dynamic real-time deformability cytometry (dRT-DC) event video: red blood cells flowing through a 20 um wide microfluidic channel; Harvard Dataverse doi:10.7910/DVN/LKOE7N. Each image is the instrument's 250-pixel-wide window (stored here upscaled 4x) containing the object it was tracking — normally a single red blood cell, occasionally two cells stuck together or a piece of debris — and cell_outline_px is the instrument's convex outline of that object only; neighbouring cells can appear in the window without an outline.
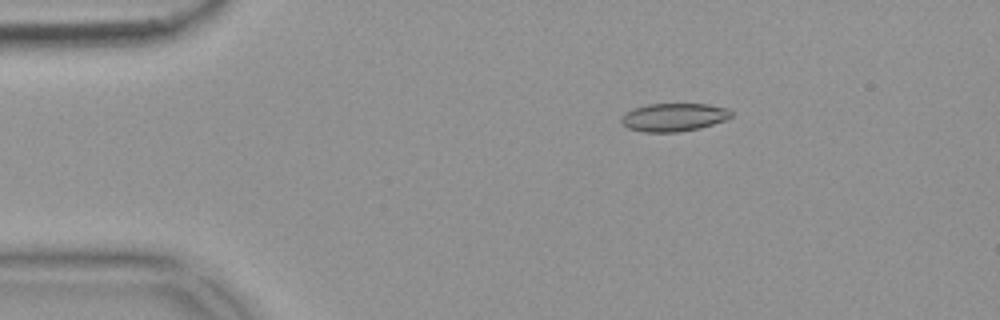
{"species": "common noctule bat (a hibernating species)", "species_latin": "Nyctalus noctula", "temperature_condition": "warm", "stored_images_in_passage": 48, "camera_frame_rate_fps": 3000, "um_per_image_px": 0.085, "animal": {"sex": "female", "body_mass_g": 18.4}, "frame": {"image": 1, "passage_image": 3, "time_ms": 0.667, "image_size_px": [1000, 320], "cell_outline_px": [[732, 116], [724, 120], [700, 128], [676, 132], [644, 132], [628, 128], [620, 124], [620, 120], [624, 112], [632, 108], [648, 104], [708, 104], [728, 108], [732, 112]], "centroid_in_image_um": [57.22, 9.96], "position_along_channel_um": 27.8, "area_um2": 18.15}}
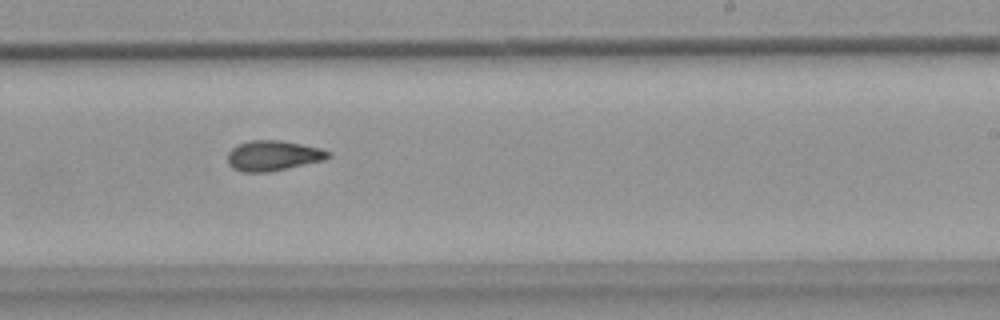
{"frame": {"image": 2, "passage_image": 27, "time_ms": 8.667, "image_size_px": [1000, 320], "cell_outline_px": [[332, 156], [324, 160], [268, 172], [240, 172], [232, 168], [228, 164], [228, 152], [232, 148], [248, 140], [280, 140], [320, 148], [332, 152]], "centroid_in_image_um": [23.21, 13.23], "position_along_channel_um": 265.8, "area_um2": 17.74}}
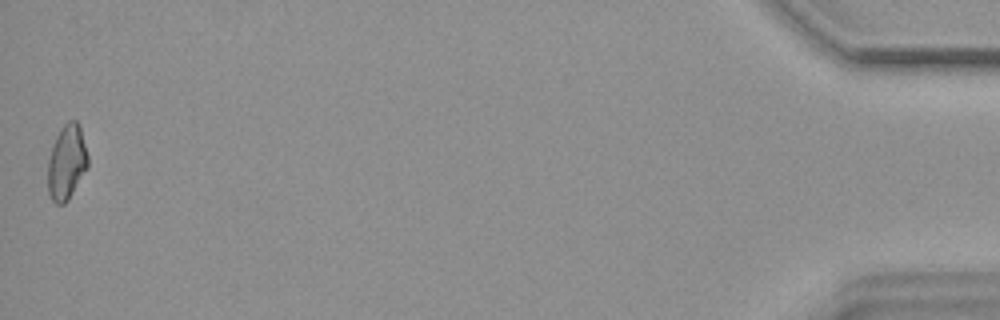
{"frame": {"image": 3, "passage_image": 48, "time_ms": 15.667, "image_size_px": [1000, 320], "cell_outline_px": [[88, 168], [68, 200], [64, 204], [56, 204], [52, 200], [48, 192], [48, 160], [52, 144], [60, 128], [68, 120], [76, 120], [80, 124], [88, 156]], "centroid_in_image_um": [5.67, 13.77], "position_along_channel_um": 429.5, "area_um2": 17.74}, "authors_computed_cell_mechanics": {"area_um2": 17.7446, "velocity_mm_per_s": 3.7014, "shape_relaxation_time_tau1_ms": null, "shape_relaxation_time_tau2_ms": 4.368, "deformation_change_tau1": null, "deformation_change_tau2": 0.1034}}